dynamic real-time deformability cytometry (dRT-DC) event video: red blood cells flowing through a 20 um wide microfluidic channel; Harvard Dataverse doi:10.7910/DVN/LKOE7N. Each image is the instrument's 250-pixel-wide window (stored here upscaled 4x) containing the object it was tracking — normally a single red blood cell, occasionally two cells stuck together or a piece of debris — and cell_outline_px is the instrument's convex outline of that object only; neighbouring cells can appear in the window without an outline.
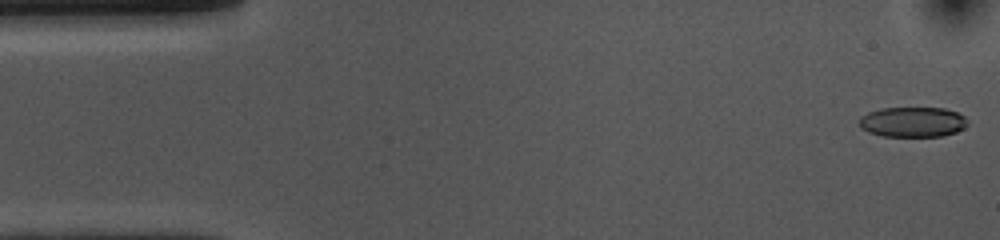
{"species": "common noctule bat (a hibernating species)", "species_latin": "Nyctalus noctula", "temperature_condition": "cold", "stored_images_in_passage": 52, "camera_frame_rate_fps": 3000, "um_per_image_px": 0.085, "animal": {"sex": "female", "body_mass_g": 10.0, "forearm_length_mm": 53.1}, "frame": {"image": 1, "passage_image": 1, "time_ms": 0.0, "image_size_px": [1000, 240], "cell_outline_px": [[968, 124], [964, 128], [956, 132], [944, 136], [884, 136], [868, 132], [860, 128], [860, 116], [868, 112], [880, 108], [944, 108], [956, 112], [964, 116], [968, 120]], "centroid_in_image_um": [77.58, 10.37], "position_along_channel_um": 7.4, "area_um2": 19.13}}
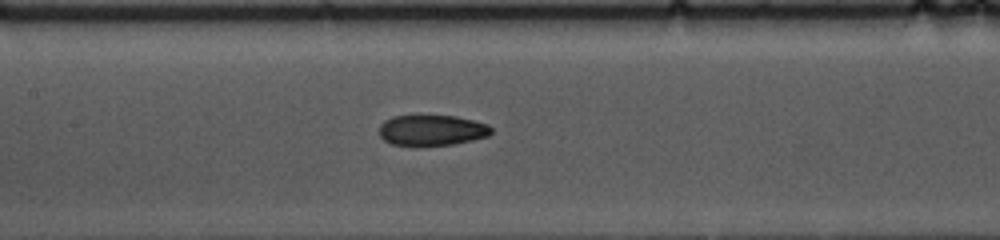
{"frame": {"image": 2, "passage_image": 23, "time_ms": 7.333, "image_size_px": [1000, 240], "cell_outline_px": [[492, 132], [488, 136], [472, 140], [452, 144], [416, 148], [392, 144], [384, 140], [380, 136], [380, 124], [384, 120], [392, 116], [416, 112], [456, 116], [488, 124], [492, 128]], "centroid_in_image_um": [36.64, 11.04], "position_along_channel_um": 170.8, "area_um2": 21.39}}
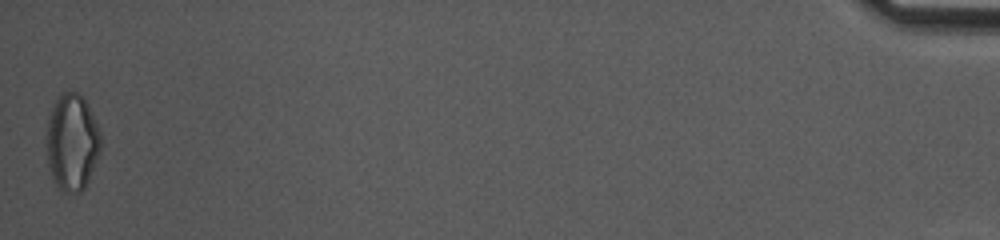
{"frame": {"image": 3, "passage_image": 52, "time_ms": 17.0, "image_size_px": [1000, 240], "cell_outline_px": [[100, 152], [88, 180], [84, 188], [80, 192], [64, 192], [56, 184], [52, 176], [48, 164], [48, 116], [56, 100], [64, 92], [76, 92], [88, 104], [100, 132]], "centroid_in_image_um": [6.14, 12.1], "position_along_channel_um": 429.1, "area_um2": 29.88}, "authors_computed_cell_mechanics": {"area_um2": 20.9525, "velocity_mm_per_s": 3.7359, "shape_relaxation_time_tau1_ms": 5.3827, "shape_relaxation_time_tau2_ms": 4.4673, "deformation_change_tau1": 0.1382, "deformation_change_tau2": 0.0977}}